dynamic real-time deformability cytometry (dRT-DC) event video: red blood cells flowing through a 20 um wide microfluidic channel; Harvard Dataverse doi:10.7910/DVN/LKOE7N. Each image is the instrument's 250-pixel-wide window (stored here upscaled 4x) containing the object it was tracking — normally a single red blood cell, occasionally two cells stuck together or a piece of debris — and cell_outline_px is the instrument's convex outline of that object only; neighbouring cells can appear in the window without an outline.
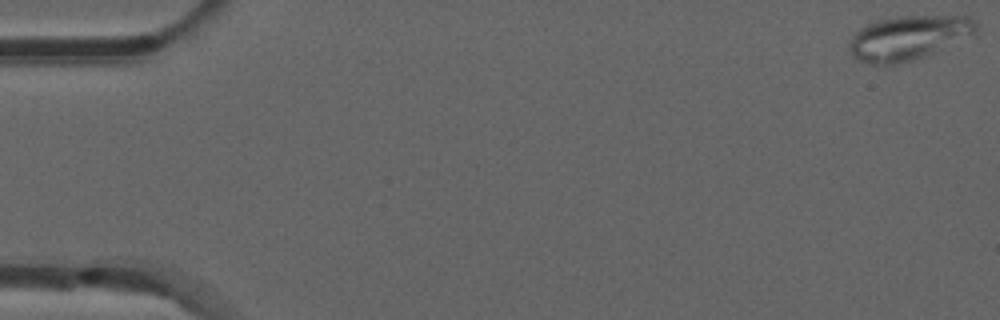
{"species": "common noctule bat (a hibernating species)", "species_latin": "Nyctalus noctula", "temperature_condition": "room temperature", "stored_images_in_passage": 53, "camera_frame_rate_fps": 3000, "um_per_image_px": 0.085, "animal": {"sex": "male", "forearm_length_mm": 52.5}, "frame": {"image": 1, "passage_image": 1, "time_ms": 0.0, "image_size_px": [1000, 320], "cell_outline_px": [[980, 28], [976, 36], [912, 60], [892, 64], [872, 64], [860, 60], [852, 56], [848, 44], [848, 40], [868, 20], [896, 16], [968, 16]], "centroid_in_image_um": [77.22, 3.18], "position_along_channel_um": 7.8, "area_um2": 33.29}}